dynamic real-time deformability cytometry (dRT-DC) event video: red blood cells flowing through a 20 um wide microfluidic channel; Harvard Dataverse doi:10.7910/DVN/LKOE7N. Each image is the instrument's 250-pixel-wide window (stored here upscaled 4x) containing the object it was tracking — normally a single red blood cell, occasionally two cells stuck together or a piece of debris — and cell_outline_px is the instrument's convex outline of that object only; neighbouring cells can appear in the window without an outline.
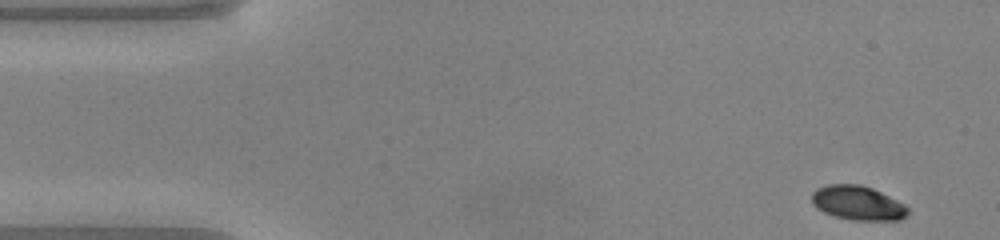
{"species": "common noctule bat (a hibernating species)", "species_latin": "Nyctalus noctula", "temperature_condition": "warm", "stored_images_in_passage": 47, "camera_frame_rate_fps": 3000, "um_per_image_px": 0.085, "animal": {"sex": "male", "body_mass_g": 20.0, "forearm_length_mm": 53.3}, "frame": {"image": 1, "passage_image": 1, "time_ms": 0.0, "image_size_px": [1000, 240], "cell_outline_px": [[908, 212], [900, 220], [852, 220], [836, 216], [824, 212], [816, 208], [812, 204], [812, 192], [816, 188], [828, 184], [860, 184], [872, 188], [904, 204], [908, 208]], "centroid_in_image_um": [72.87, 17.24], "position_along_channel_um": 12.1, "area_um2": 19.07}}
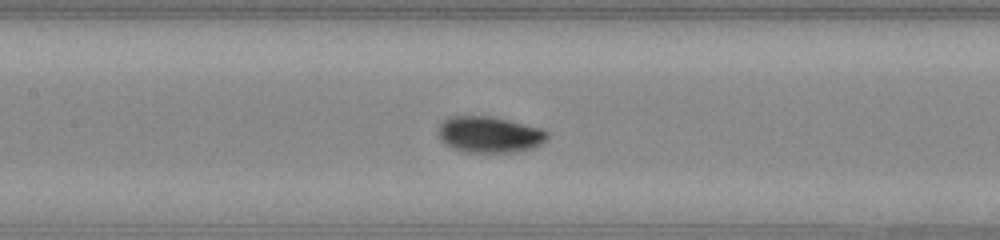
{"frame": {"image": 2, "passage_image": 20, "time_ms": 6.333, "image_size_px": [1000, 240], "cell_outline_px": [[548, 136], [540, 144], [532, 148], [516, 152], [464, 152], [452, 148], [444, 144], [440, 140], [436, 132], [440, 124], [444, 120], [452, 116], [492, 116], [540, 128], [548, 132]], "centroid_in_image_um": [41.54, 11.44], "position_along_channel_um": 165.9, "area_um2": 23.06}}
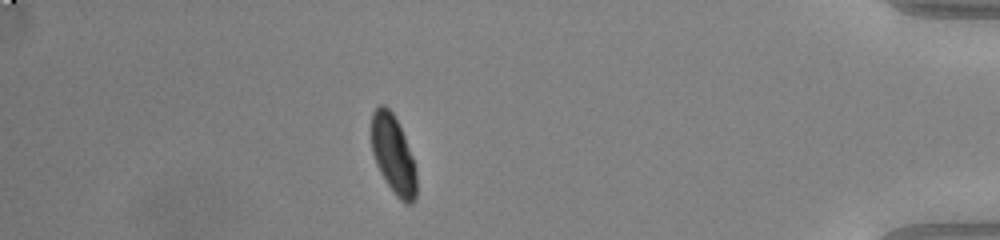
{"frame": {"image": 3, "passage_image": 41, "time_ms": 13.333, "image_size_px": [1000, 240], "cell_outline_px": [[416, 200], [412, 204], [404, 204], [396, 196], [380, 172], [376, 164], [372, 152], [372, 112], [380, 104], [384, 104], [392, 112], [404, 136], [412, 156], [416, 168]], "centroid_in_image_um": [33.44, 13.18], "position_along_channel_um": 401.8, "area_um2": 20.52}, "authors_computed_cell_mechanics": {"area_um2": 21.2704, "velocity_mm_per_s": 4.086, "shape_relaxation_time_tau1_ms": 2.5399, "shape_relaxation_time_tau2_ms": 0.8375, "deformation_change_tau1": 0.139, "deformation_change_tau2": 0.0304}}